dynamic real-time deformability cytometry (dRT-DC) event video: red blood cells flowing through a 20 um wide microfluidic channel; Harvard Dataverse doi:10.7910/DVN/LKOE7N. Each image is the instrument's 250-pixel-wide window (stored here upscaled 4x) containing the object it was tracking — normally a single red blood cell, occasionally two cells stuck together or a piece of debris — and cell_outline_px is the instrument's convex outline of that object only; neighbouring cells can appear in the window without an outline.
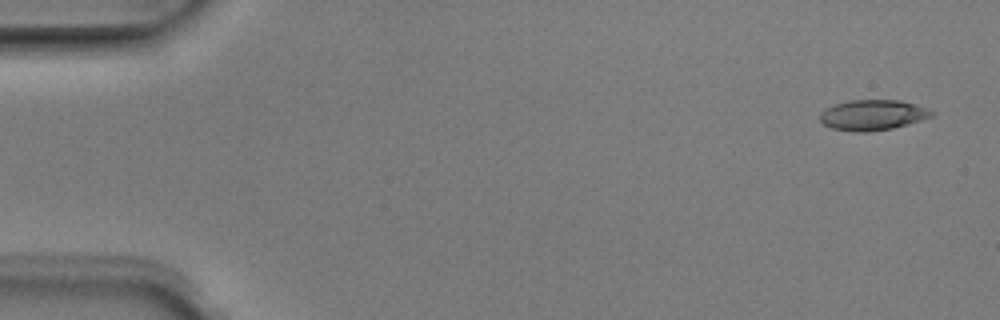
{"species": "Egyptian fruit bat (a non-hibernating species)", "species_latin": "Rousettus aegyptiacus", "temperature_condition": "room temperature", "stored_images_in_passage": 5, "camera_frame_rate_fps": 3000, "um_per_image_px": 0.085, "animal": {"sex": "male"}, "frame": {"image": 1, "passage_image": 1, "time_ms": 0.0, "image_size_px": [1000, 320], "cell_outline_px": [[936, 112], [932, 116], [908, 124], [892, 128], [868, 132], [852, 132], [832, 128], [824, 124], [820, 120], [820, 112], [824, 108], [848, 100], [900, 100], [916, 104]], "centroid_in_image_um": [74.16, 9.77], "position_along_channel_um": 10.8, "area_um2": 19.88}}
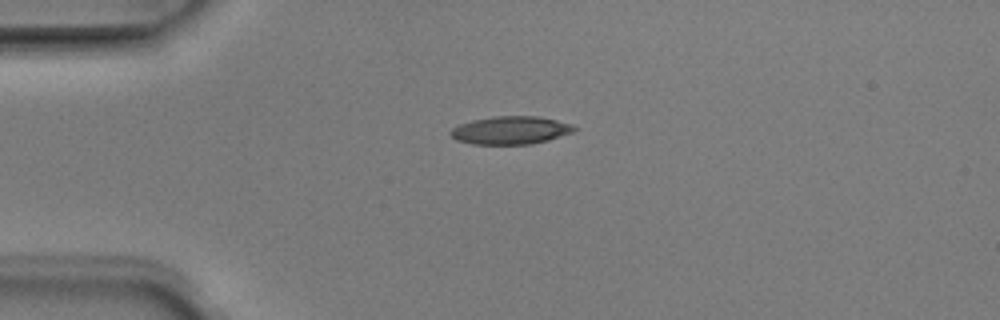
{"frame": {"image": 2, "passage_image": 4, "time_ms": 1.0, "image_size_px": [1000, 320], "cell_outline_px": [[580, 128], [572, 132], [548, 140], [532, 144], [472, 144], [456, 140], [448, 132], [452, 128], [460, 124], [472, 120], [492, 116], [540, 116], [572, 124]], "centroid_in_image_um": [43.41, 11.07], "position_along_channel_um": 41.6, "area_um2": 20.29}}